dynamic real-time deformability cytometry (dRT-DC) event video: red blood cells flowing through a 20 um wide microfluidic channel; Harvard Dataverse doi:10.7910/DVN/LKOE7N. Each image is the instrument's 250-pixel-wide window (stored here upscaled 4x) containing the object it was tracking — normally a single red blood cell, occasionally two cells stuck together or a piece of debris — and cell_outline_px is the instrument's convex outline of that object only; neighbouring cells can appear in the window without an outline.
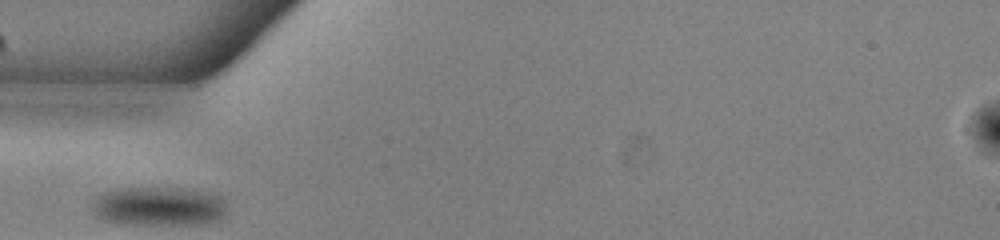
{"species": "common noctule bat (a hibernating species)", "species_latin": "Nyctalus noctula", "temperature_condition": "warm", "stored_images_in_passage": 25, "camera_frame_rate_fps": 3000, "um_per_image_px": 0.085, "animal": {"sex": "male", "body_mass_g": 13.0, "forearm_length_mm": 53.1}, "frame": {"image": 1, "passage_image": 1, "time_ms": 0.0, "image_size_px": [1000, 240], "cell_outline_px": [[224, 216], [220, 220], [208, 224], [116, 224], [104, 220], [96, 216], [92, 212], [92, 208], [100, 196], [104, 192], [124, 188], [176, 188], [200, 192], [220, 196], [224, 200]], "centroid_in_image_um": [13.5, 17.57], "position_along_channel_um": 71.5, "area_um2": 30.4}}
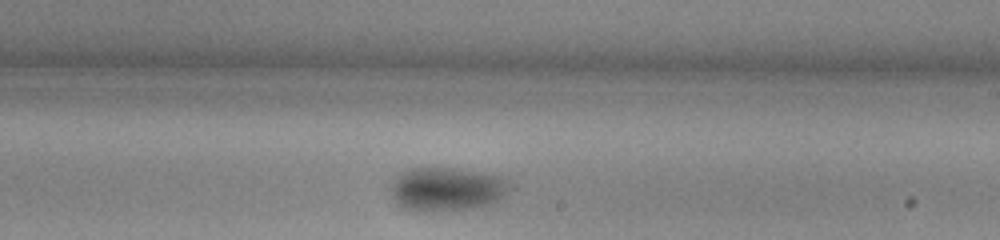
{"frame": {"image": 2, "passage_image": 15, "time_ms": 4.667, "image_size_px": [1000, 240], "cell_outline_px": [[504, 192], [496, 200], [488, 204], [472, 208], [432, 212], [412, 212], [404, 208], [392, 196], [392, 180], [396, 176], [412, 168], [456, 168], [500, 176], [504, 184]], "centroid_in_image_um": [37.84, 16.09], "position_along_channel_um": 251.2, "area_um2": 29.48}}
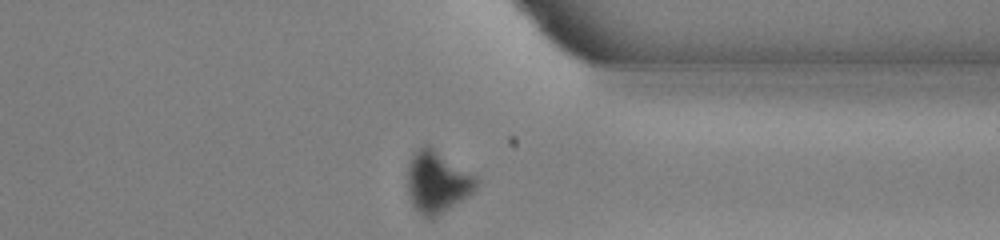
{"frame": {"image": 3, "passage_image": 25, "time_ms": 8.0, "image_size_px": [1000, 240], "cell_outline_px": [[476, 188], [472, 192], [432, 220], [420, 216], [412, 204], [408, 196], [408, 160], [424, 144], [428, 144], [472, 176], [476, 180]], "centroid_in_image_um": [37.07, 15.51], "position_along_channel_um": 374.3, "area_um2": 24.1}}